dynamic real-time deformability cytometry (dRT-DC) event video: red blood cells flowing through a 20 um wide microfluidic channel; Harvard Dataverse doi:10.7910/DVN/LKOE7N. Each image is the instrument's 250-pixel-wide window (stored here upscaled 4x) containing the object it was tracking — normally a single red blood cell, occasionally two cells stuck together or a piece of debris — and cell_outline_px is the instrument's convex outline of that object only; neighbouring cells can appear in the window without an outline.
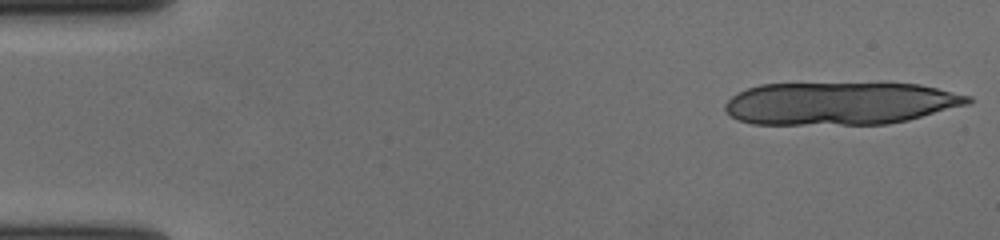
{"species": "human", "species_latin": "Homo sapiens", "temperature_condition": "cold", "stored_images_in_passage": 17, "camera_frame_rate_fps": 3000, "um_per_image_px": 0.085, "donor": {"sex": "female"}, "frame": {"image": 1, "passage_image": 1, "time_ms": 0.0, "image_size_px": [1000, 240], "cell_outline_px": [[972, 100], [968, 104], [908, 120], [888, 124], [752, 124], [740, 120], [724, 112], [724, 104], [736, 92], [760, 84], [920, 84], [972, 96]], "centroid_in_image_um": [71.38, 8.79], "position_along_channel_um": 13.6, "area_um2": 60.29}}